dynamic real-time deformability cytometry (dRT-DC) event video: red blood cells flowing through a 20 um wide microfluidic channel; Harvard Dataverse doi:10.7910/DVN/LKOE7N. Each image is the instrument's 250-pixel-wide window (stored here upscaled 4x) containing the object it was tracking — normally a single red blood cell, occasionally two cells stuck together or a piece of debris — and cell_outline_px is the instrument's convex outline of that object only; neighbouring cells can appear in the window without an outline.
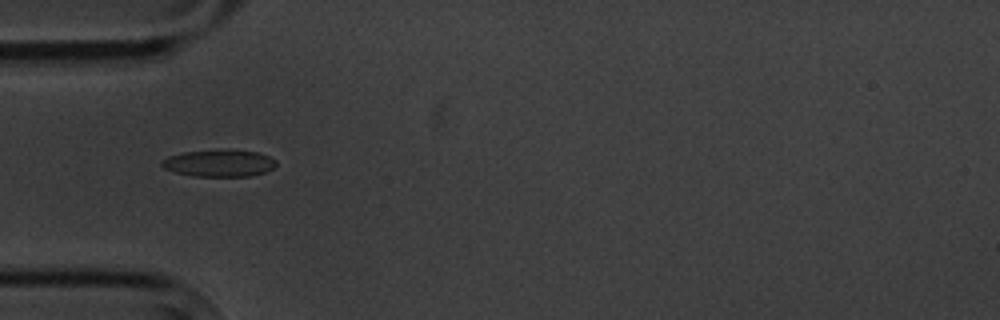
{"species": "common noctule bat (a hibernating species)", "species_latin": "Nyctalus noctula", "temperature_condition": "cold", "stored_images_in_passage": 2, "camera_frame_rate_fps": 3000, "um_per_image_px": 0.085, "animal": {"sex": "male", "body_mass_g": 20.1, "forearm_length_mm": 53.5}, "frame": {"image": 1, "passage_image": 2, "time_ms": 1.333, "image_size_px": [1000, 320], "cell_outline_px": [[276, 164], [272, 168], [264, 172], [252, 176], [192, 176], [176, 172], [164, 168], [160, 164], [160, 160], [168, 156], [184, 152], [220, 148], [256, 152], [268, 156], [276, 160]], "centroid_in_image_um": [18.59, 13.85], "position_along_channel_um": 66.4, "area_um2": 18.21}}